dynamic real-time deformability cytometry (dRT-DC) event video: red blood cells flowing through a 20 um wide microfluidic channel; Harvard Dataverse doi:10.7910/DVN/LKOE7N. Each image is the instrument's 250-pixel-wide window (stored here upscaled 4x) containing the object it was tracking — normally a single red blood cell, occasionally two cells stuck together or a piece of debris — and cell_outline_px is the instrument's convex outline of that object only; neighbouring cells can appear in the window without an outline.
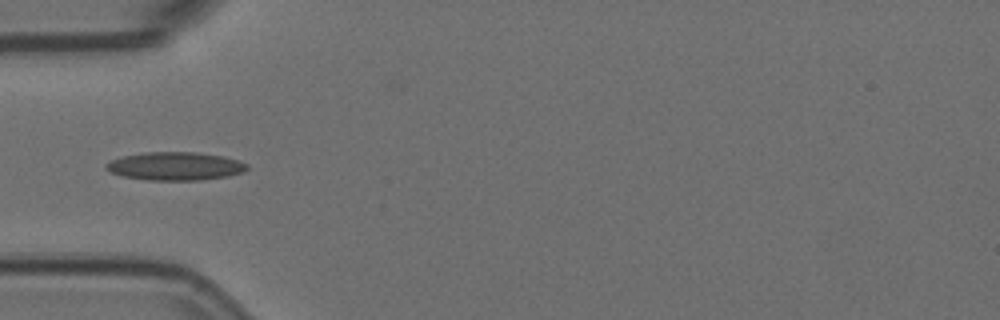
{"species": "Egyptian fruit bat (a non-hibernating species)", "species_latin": "Rousettus aegyptiacus", "temperature_condition": "room temperature", "stored_images_in_passage": 8, "camera_frame_rate_fps": 3000, "um_per_image_px": 0.085, "animal": {"sex": "female"}, "frame": {"image": 1, "passage_image": 4, "time_ms": 1.0, "image_size_px": [1000, 320], "cell_outline_px": [[248, 168], [244, 172], [228, 176], [200, 180], [148, 180], [124, 176], [112, 172], [104, 168], [104, 164], [112, 160], [124, 156], [144, 152], [196, 152], [220, 156], [236, 160], [248, 164]], "centroid_in_image_um": [14.89, 14.12], "position_along_channel_um": 70.1, "area_um2": 23.0}}
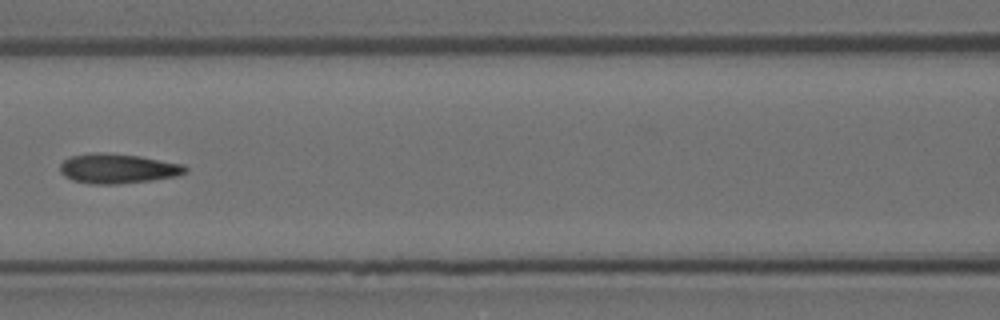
{"frame": {"image": 2, "passage_image": 6, "time_ms": 1.667, "image_size_px": [1000, 320], "cell_outline_px": [[188, 172], [176, 176], [152, 180], [120, 184], [88, 184], [72, 180], [64, 176], [60, 172], [60, 164], [64, 160], [72, 156], [92, 152], [104, 152], [140, 156], [184, 164], [188, 168]], "centroid_in_image_um": [10.01, 14.33], "position_along_channel_um": 156.6, "area_um2": 21.96}}
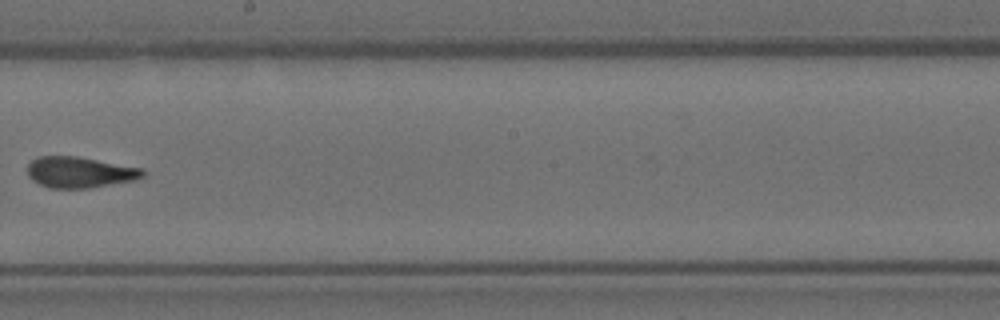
{"frame": {"image": 3, "passage_image": 8, "time_ms": 2.333, "image_size_px": [1000, 320], "cell_outline_px": [[144, 176], [136, 180], [88, 188], [48, 188], [32, 180], [28, 176], [28, 164], [32, 160], [40, 156], [76, 156], [144, 168]], "centroid_in_image_um": [6.79, 14.64], "position_along_channel_um": 241.4, "area_um2": 20.87}}